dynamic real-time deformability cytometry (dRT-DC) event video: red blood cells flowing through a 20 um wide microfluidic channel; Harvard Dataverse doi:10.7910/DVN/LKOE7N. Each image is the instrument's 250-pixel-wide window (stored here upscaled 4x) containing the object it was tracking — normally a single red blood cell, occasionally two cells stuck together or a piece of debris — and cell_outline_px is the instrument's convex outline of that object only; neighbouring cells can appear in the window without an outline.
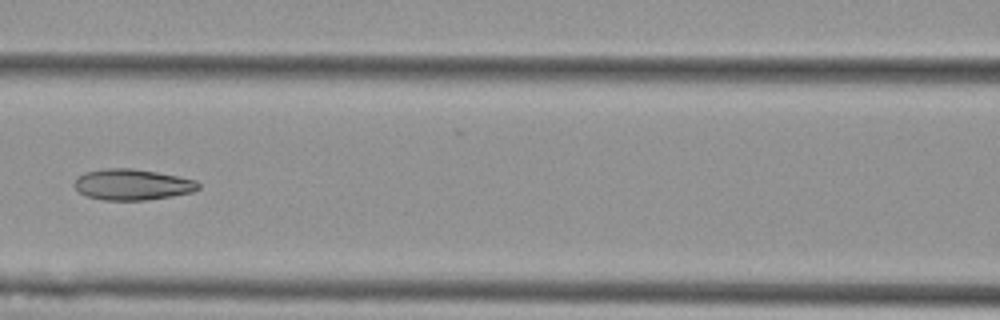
{"species": "Egyptian fruit bat (a non-hibernating species)", "species_latin": "Rousettus aegyptiacus", "temperature_condition": "cold", "stored_images_in_passage": 6, "camera_frame_rate_fps": 3000, "um_per_image_px": 0.085, "animal": {"sex": "female"}, "frame": {"image": 1, "passage_image": 6, "time_ms": 1.667, "image_size_px": [1000, 320], "cell_outline_px": [[200, 188], [192, 192], [172, 196], [148, 200], [104, 200], [88, 196], [80, 192], [76, 188], [76, 180], [84, 172], [104, 168], [132, 168], [156, 172], [196, 180], [200, 184]], "centroid_in_image_um": [11.28, 15.68], "position_along_channel_um": 155.3, "area_um2": 22.2}}